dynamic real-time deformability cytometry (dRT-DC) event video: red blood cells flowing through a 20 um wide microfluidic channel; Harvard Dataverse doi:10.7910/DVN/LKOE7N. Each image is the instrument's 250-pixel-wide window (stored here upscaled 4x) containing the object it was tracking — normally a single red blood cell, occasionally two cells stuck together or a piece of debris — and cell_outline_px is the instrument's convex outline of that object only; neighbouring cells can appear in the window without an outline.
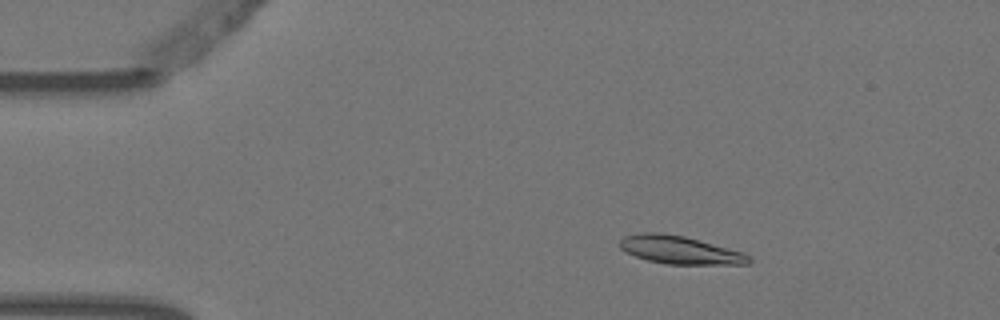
{"species": "Egyptian fruit bat (a non-hibernating species)", "species_latin": "Rousettus aegyptiacus", "temperature_condition": "warm", "stored_images_in_passage": 5, "camera_frame_rate_fps": 3000, "um_per_image_px": 0.085, "animal": {"sex": "female"}, "frame": {"image": 1, "passage_image": 3, "time_ms": 0.667, "image_size_px": [1000, 320], "cell_outline_px": [[752, 260], [748, 264], [664, 264], [648, 260], [636, 256], [620, 248], [616, 244], [624, 236], [640, 232], [660, 232], [684, 236], [744, 252], [752, 256]], "centroid_in_image_um": [57.79, 21.24], "position_along_channel_um": 27.2, "area_um2": 21.21}}
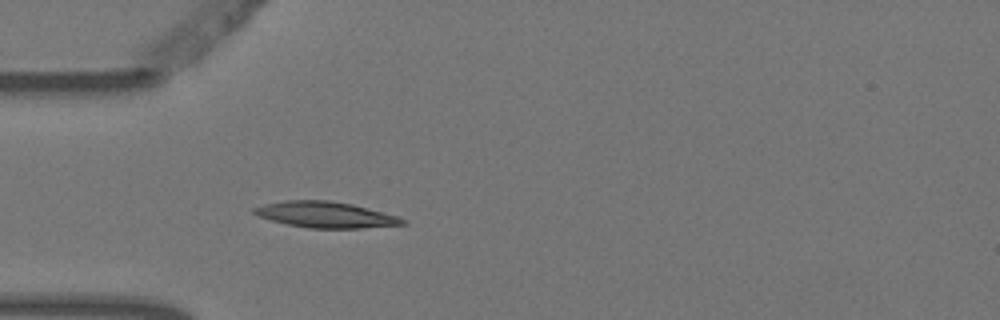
{"frame": {"image": 2, "passage_image": 5, "time_ms": 1.333, "image_size_px": [1000, 320], "cell_outline_px": [[408, 224], [360, 228], [308, 228], [288, 224], [272, 220], [260, 216], [252, 212], [252, 208], [264, 204], [284, 200], [328, 200], [352, 204], [400, 216], [408, 220]], "centroid_in_image_um": [27.73, 18.25], "position_along_channel_um": 57.3, "area_um2": 22.54}}